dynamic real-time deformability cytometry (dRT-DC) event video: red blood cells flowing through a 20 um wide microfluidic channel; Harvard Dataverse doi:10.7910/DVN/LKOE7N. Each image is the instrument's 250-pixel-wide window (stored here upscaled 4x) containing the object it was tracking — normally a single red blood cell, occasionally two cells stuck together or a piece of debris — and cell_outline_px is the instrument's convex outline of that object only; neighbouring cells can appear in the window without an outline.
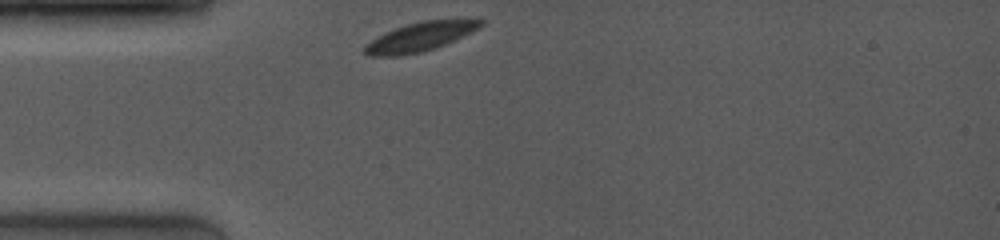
{"species": "common noctule bat (a hibernating species)", "species_latin": "Nyctalus noctula", "temperature_condition": "room temperature", "stored_images_in_passage": 28, "camera_frame_rate_fps": 4000, "um_per_image_px": 0.085, "animal": {"sex": "female", "body_mass_g": 19.0, "forearm_length_mm": 53.3}, "frame": {"image": 1, "passage_image": 1, "time_ms": 0.0, "image_size_px": [1000, 240], "cell_outline_px": [[484, 24], [436, 48], [420, 52], [400, 56], [368, 56], [360, 52], [364, 44], [376, 36], [384, 32], [420, 20], [484, 20]], "centroid_in_image_um": [35.53, 3.16], "position_along_channel_um": 49.5, "area_um2": 19.31}}
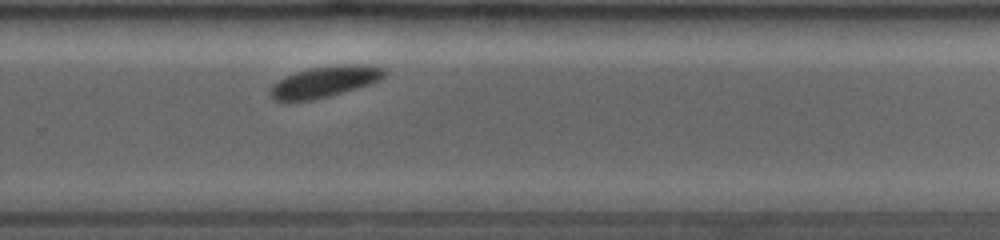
{"frame": {"image": 2, "passage_image": 20, "time_ms": 6.75, "image_size_px": [1000, 240], "cell_outline_px": [[388, 72], [380, 80], [372, 84], [328, 96], [312, 100], [276, 100], [268, 92], [268, 88], [272, 84], [296, 72], [312, 68], [384, 68]], "centroid_in_image_um": [27.51, 7.02], "position_along_channel_um": 302.3, "area_um2": 19.13}}
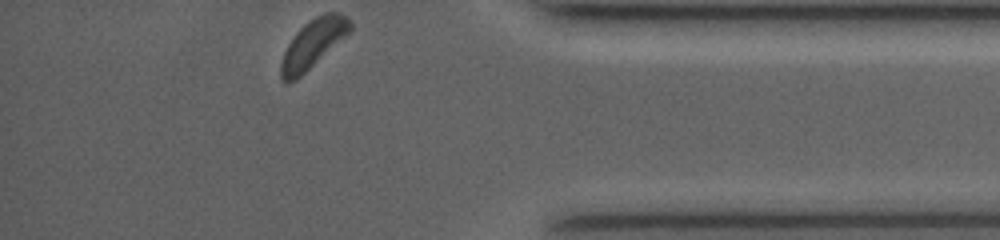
{"frame": {"image": 3, "passage_image": 28, "time_ms": 9.75, "image_size_px": [1000, 240], "cell_outline_px": [[352, 32], [296, 80], [288, 84], [280, 76], [280, 64], [284, 52], [288, 44], [296, 32], [304, 24], [316, 16], [324, 12], [340, 12], [348, 16], [352, 24]], "centroid_in_image_um": [26.65, 3.7], "position_along_channel_um": 408.6, "area_um2": 19.83}}